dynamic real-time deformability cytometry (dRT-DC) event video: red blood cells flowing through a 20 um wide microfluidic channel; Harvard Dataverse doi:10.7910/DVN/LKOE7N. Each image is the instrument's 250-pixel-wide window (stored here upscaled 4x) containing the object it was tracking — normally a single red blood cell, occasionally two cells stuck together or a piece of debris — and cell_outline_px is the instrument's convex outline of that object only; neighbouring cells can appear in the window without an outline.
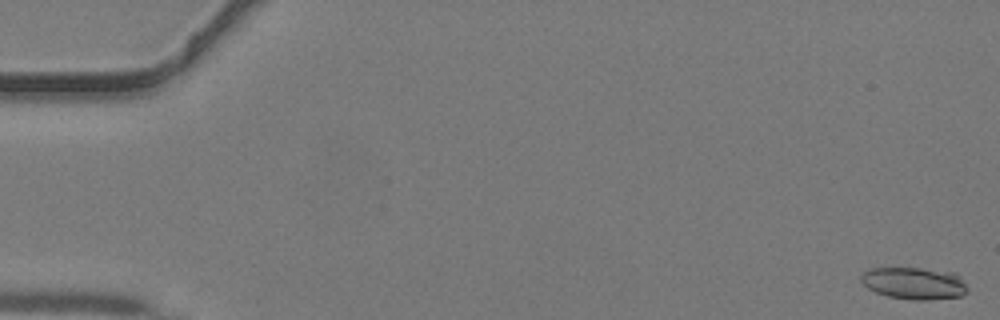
{"species": "common noctule bat (a hibernating species)", "species_latin": "Nyctalus noctula", "temperature_condition": "warm", "stored_images_in_passage": 9, "camera_frame_rate_fps": 3000, "um_per_image_px": 0.085, "animal": {"sex": "male", "body_mass_g": 19.2, "forearm_length_mm": 51.8}, "frame": {"image": 1, "passage_image": 1, "time_ms": 0.0, "image_size_px": [1000, 320], "cell_outline_px": [[968, 292], [960, 296], [928, 300], [912, 300], [888, 296], [876, 292], [868, 288], [860, 280], [860, 276], [868, 268], [920, 268], [956, 272], [960, 276], [968, 288]], "centroid_in_image_um": [77.72, 24.07], "position_along_channel_um": 7.3, "area_um2": 20.06}}